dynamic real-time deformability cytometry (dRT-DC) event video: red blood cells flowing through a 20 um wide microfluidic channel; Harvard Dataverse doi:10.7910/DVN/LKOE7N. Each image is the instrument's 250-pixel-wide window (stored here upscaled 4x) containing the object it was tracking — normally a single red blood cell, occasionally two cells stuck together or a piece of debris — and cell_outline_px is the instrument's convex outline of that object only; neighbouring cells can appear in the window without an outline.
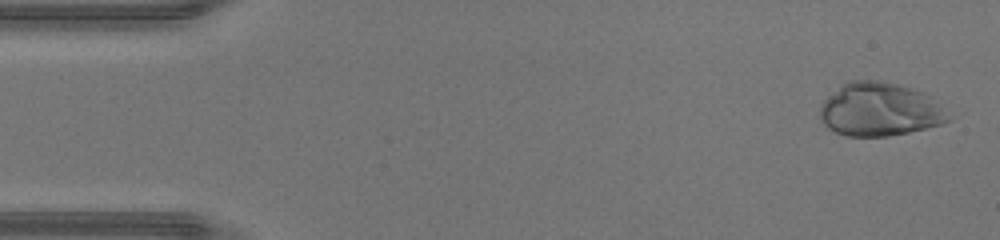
{"species": "human", "species_latin": "Homo sapiens", "temperature_condition": "warm", "stored_images_in_passage": 47, "camera_frame_rate_fps": 3000, "um_per_image_px": 0.085, "donor": {"sex": "male"}, "frame": {"image": 1, "passage_image": 2, "time_ms": 0.333, "image_size_px": [1000, 240], "cell_outline_px": [[952, 120], [944, 124], [908, 132], [888, 136], [848, 136], [836, 132], [828, 128], [820, 120], [820, 108], [824, 100], [840, 84], [848, 80], [880, 80], [912, 88], [924, 92], [932, 96]], "centroid_in_image_um": [74.77, 9.3], "position_along_channel_um": 10.2, "area_um2": 40.17}}
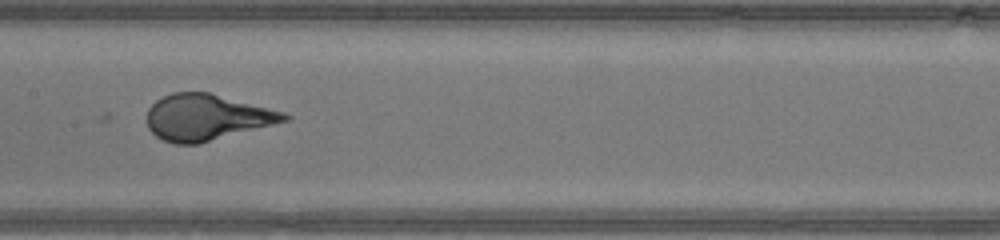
{"frame": {"image": 2, "passage_image": 23, "time_ms": 7.333, "image_size_px": [1000, 240], "cell_outline_px": [[292, 116], [288, 120], [200, 144], [176, 144], [164, 140], [156, 136], [148, 128], [148, 108], [156, 100], [172, 92], [208, 92], [284, 112]], "centroid_in_image_um": [17.55, 9.98], "position_along_channel_um": 189.8, "area_um2": 36.59}}
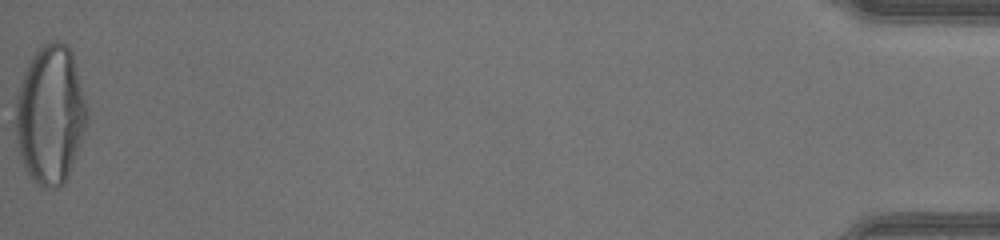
{"frame": {"image": 3, "passage_image": 47, "time_ms": 15.333, "image_size_px": [1000, 240], "cell_outline_px": [[88, 120], [68, 176], [64, 184], [56, 188], [40, 188], [32, 180], [24, 168], [16, 140], [16, 100], [20, 84], [24, 72], [36, 48], [52, 40], [60, 40], [72, 52], [88, 108]], "centroid_in_image_um": [4.28, 9.76], "position_along_channel_um": 430.9, "area_um2": 57.92}, "authors_computed_cell_mechanics": {"area_um2": 38.0902, "velocity_mm_per_s": 4.4016, "shape_relaxation_time_tau1_ms": 3.6588, "shape_relaxation_time_tau2_ms": null, "deformation_change_tau1": 0.2728, "deformation_change_tau2": null}}